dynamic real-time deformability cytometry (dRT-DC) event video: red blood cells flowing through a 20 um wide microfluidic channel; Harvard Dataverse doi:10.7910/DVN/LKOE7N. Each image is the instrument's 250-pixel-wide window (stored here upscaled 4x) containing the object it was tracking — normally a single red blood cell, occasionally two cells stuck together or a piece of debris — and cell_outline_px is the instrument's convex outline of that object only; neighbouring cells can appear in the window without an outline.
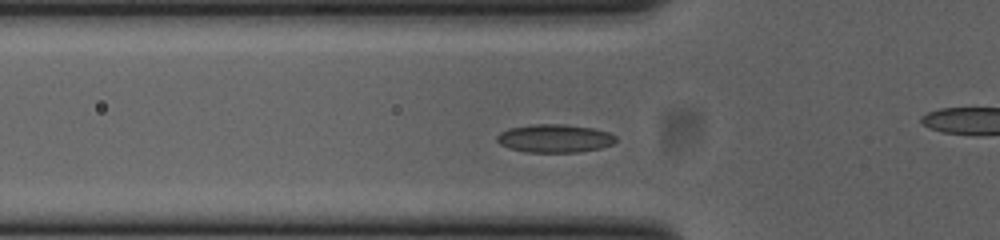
{"species": "common noctule bat (a hibernating species)", "species_latin": "Nyctalus noctula", "temperature_condition": "cold", "stored_images_in_passage": 49, "camera_frame_rate_fps": 3000, "um_per_image_px": 0.085, "animal": {"sex": "female", "body_mass_g": 23.0, "forearm_length_mm": 53.4}, "frame": {"image": 1, "passage_image": 13, "time_ms": 4.0, "image_size_px": [1000, 240], "cell_outline_px": [[616, 140], [612, 144], [600, 148], [576, 152], [528, 152], [508, 148], [500, 144], [496, 140], [496, 136], [500, 132], [508, 128], [532, 124], [564, 124], [592, 128], [608, 132], [616, 136]], "centroid_in_image_um": [47.11, 11.76], "position_along_channel_um": 78.7, "area_um2": 19.54}}
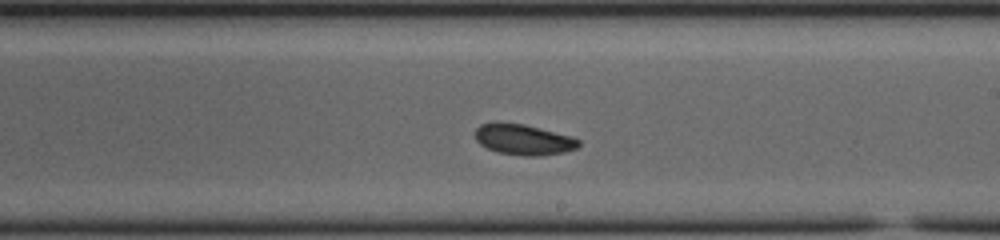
{"frame": {"image": 2, "passage_image": 26, "time_ms": 8.333, "image_size_px": [1000, 240], "cell_outline_px": [[580, 144], [576, 148], [564, 152], [540, 156], [520, 156], [496, 152], [480, 144], [476, 140], [476, 128], [480, 124], [496, 120], [524, 124], [568, 136], [580, 140]], "centroid_in_image_um": [44.43, 11.85], "position_along_channel_um": 244.6, "area_um2": 18.67}}
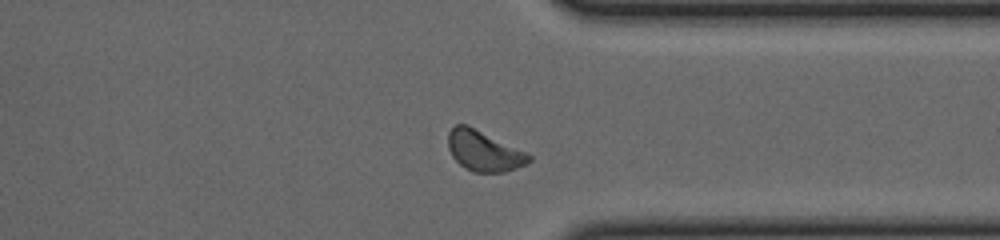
{"frame": {"image": 3, "passage_image": 36, "time_ms": 11.667, "image_size_px": [1000, 240], "cell_outline_px": [[532, 160], [528, 164], [504, 172], [472, 172], [464, 168], [452, 156], [448, 148], [448, 132], [456, 124], [468, 124], [532, 156]], "centroid_in_image_um": [41.11, 12.83], "position_along_channel_um": 370.3, "area_um2": 18.96}}